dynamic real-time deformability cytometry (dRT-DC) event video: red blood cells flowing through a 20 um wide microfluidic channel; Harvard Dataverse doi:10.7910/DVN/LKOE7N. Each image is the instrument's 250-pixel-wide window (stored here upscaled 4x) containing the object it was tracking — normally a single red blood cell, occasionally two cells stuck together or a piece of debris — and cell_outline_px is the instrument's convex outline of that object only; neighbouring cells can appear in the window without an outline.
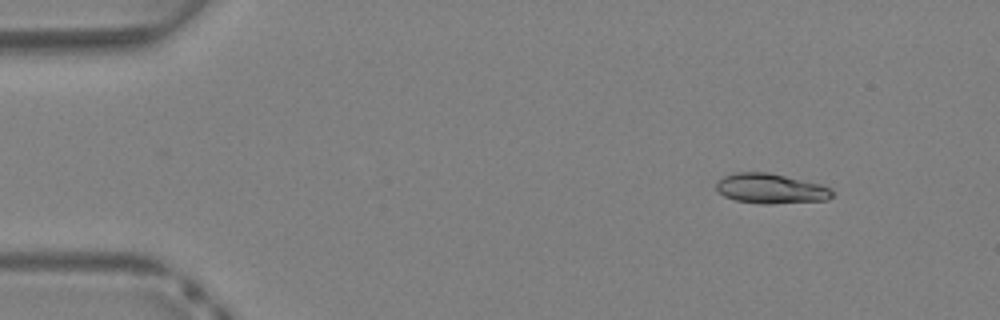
{"species": "Egyptian fruit bat (a non-hibernating species)", "species_latin": "Rousettus aegyptiacus", "temperature_condition": "warm", "stored_images_in_passage": 37, "segment_of_instrument_passage": [1, 2], "camera_frame_rate_fps": 3000, "um_per_image_px": 0.085, "animal": {"sex": "female"}, "frame": {"image": 1, "passage_image": 1, "time_ms": 0.0, "image_size_px": [1000, 320], "cell_outline_px": [[832, 196], [828, 200], [772, 204], [764, 204], [736, 200], [724, 196], [716, 188], [716, 180], [724, 176], [736, 172], [768, 172], [820, 184], [832, 188]], "centroid_in_image_um": [65.51, 16.03], "position_along_channel_um": 19.5, "area_um2": 20.23}}
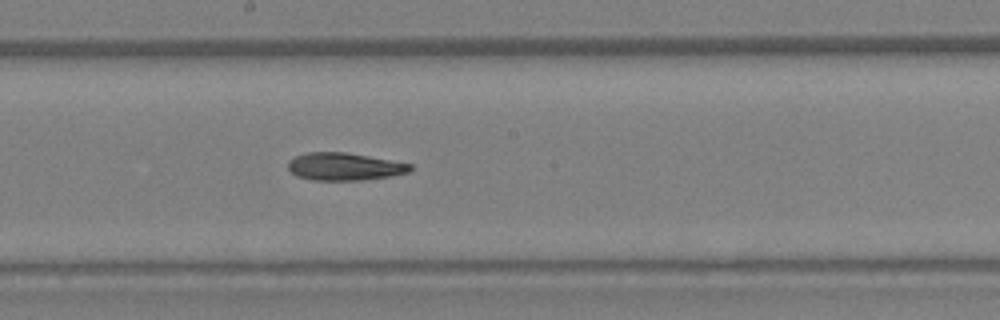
{"frame": {"image": 2, "passage_image": 18, "time_ms": 5.667, "image_size_px": [1000, 320], "cell_outline_px": [[412, 168], [408, 172], [388, 176], [360, 180], [312, 180], [296, 176], [288, 168], [288, 160], [296, 156], [308, 152], [344, 152], [368, 156], [412, 164]], "centroid_in_image_um": [29.23, 14.16], "position_along_channel_um": 219.0, "area_um2": 19.42}}
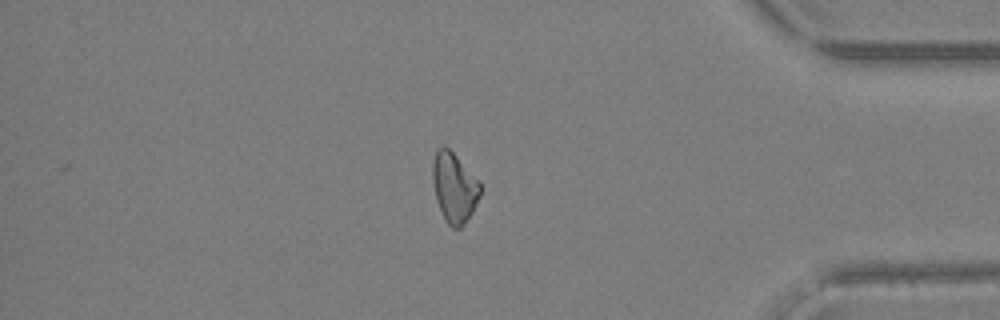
{"frame": {"image": 3, "passage_image": 30, "time_ms": 9.667, "image_size_px": [1000, 320], "cell_outline_px": [[480, 196], [472, 212], [464, 224], [460, 228], [452, 228], [448, 224], [436, 200], [432, 180], [432, 164], [436, 152], [440, 148], [448, 148], [480, 180]], "centroid_in_image_um": [38.62, 15.95], "position_along_channel_um": 396.6, "area_um2": 19.13}}